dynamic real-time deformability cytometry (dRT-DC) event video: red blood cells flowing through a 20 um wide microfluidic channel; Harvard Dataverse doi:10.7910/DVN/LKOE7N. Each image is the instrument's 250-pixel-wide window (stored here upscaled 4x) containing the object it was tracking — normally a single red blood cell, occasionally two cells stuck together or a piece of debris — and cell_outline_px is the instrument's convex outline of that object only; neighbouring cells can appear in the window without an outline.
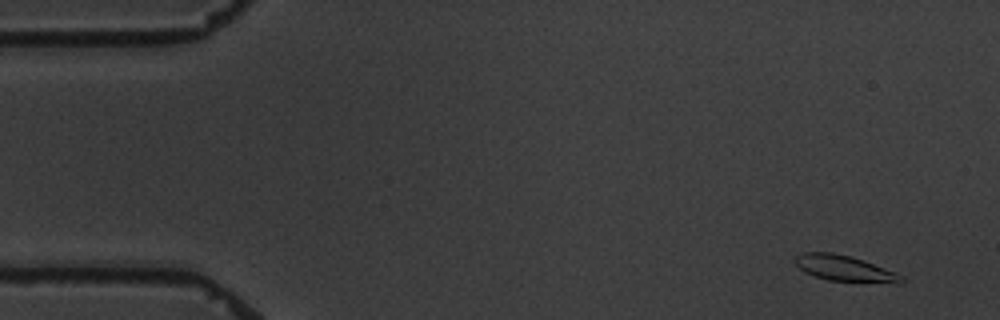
{"species": "common noctule bat (a hibernating species)", "species_latin": "Nyctalus noctula", "temperature_condition": "warm", "stored_images_in_passage": 5, "camera_frame_rate_fps": 3000, "um_per_image_px": 0.085, "animal": {"sex": "male", "body_mass_g": 19.5, "forearm_length_mm": 54.6}, "frame": {"image": 1, "passage_image": 2, "time_ms": 1.0, "image_size_px": [1000, 320], "cell_outline_px": [[904, 280], [900, 284], [896, 284], [828, 280], [804, 272], [792, 260], [792, 256], [804, 252], [832, 252], [852, 256], [864, 260], [896, 272], [904, 276]], "centroid_in_image_um": [71.81, 22.81], "position_along_channel_um": 13.2, "area_um2": 16.42}}
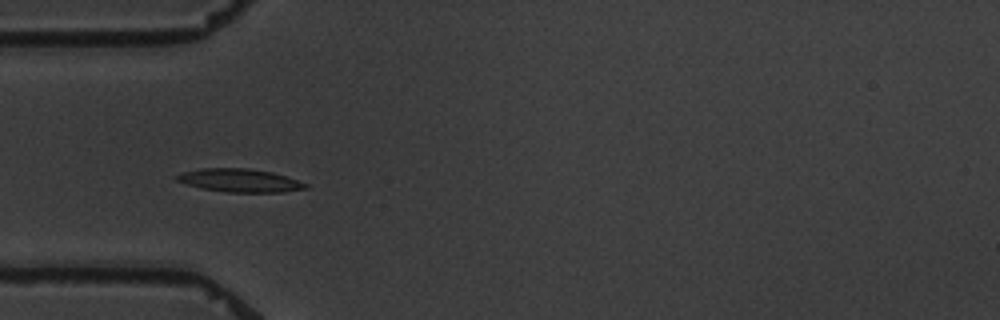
{"frame": {"image": 2, "passage_image": 5, "time_ms": 5.667, "image_size_px": [1000, 320], "cell_outline_px": [[308, 188], [284, 192], [224, 192], [200, 188], [184, 184], [176, 180], [172, 176], [184, 172], [200, 168], [248, 168], [272, 172], [308, 184]], "centroid_in_image_um": [20.31, 15.34], "position_along_channel_um": 64.7, "area_um2": 17.51}}